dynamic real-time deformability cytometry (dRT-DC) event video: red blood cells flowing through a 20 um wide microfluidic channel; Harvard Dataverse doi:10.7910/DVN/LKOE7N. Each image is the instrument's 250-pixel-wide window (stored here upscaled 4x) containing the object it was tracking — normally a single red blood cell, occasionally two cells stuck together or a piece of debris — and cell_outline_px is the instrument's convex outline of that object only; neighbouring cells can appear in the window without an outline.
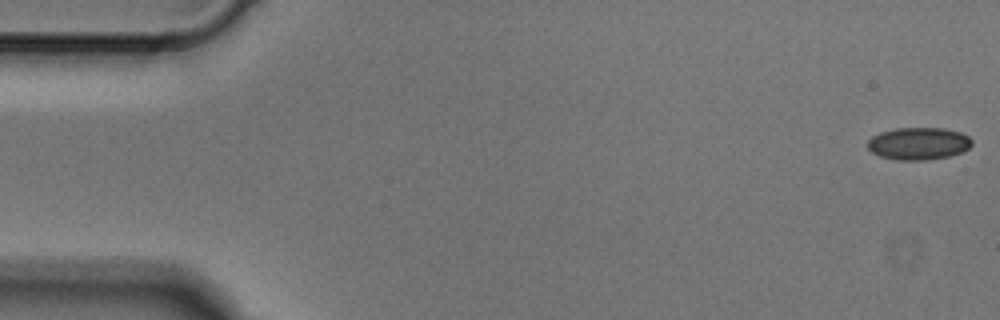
{"species": "Egyptian fruit bat (a non-hibernating species)", "species_latin": "Rousettus aegyptiacus", "temperature_condition": "cold", "stored_images_in_passage": 4, "camera_frame_rate_fps": 3000, "um_per_image_px": 0.085, "animal": {"sex": "male"}, "frame": {"image": 1, "passage_image": 1, "time_ms": 0.0, "image_size_px": [1000, 320], "cell_outline_px": [[972, 144], [968, 148], [960, 152], [948, 156], [928, 160], [900, 160], [880, 156], [872, 152], [868, 148], [868, 140], [872, 136], [880, 132], [896, 128], [944, 128], [960, 132], [968, 136], [972, 140]], "centroid_in_image_um": [78.07, 12.19], "position_along_channel_um": 6.9, "area_um2": 19.59}}